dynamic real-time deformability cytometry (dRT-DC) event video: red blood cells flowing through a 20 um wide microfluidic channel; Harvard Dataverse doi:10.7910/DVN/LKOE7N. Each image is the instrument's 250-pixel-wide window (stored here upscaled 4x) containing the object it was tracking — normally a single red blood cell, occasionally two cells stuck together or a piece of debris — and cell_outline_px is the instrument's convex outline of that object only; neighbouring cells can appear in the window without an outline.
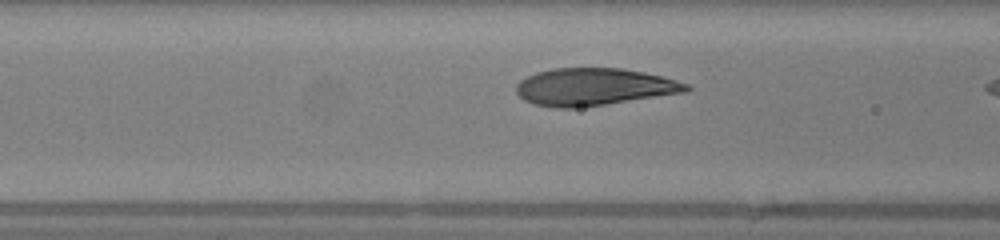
{"species": "human", "species_latin": "Homo sapiens", "temperature_condition": "warm", "stored_images_in_passage": 26, "camera_frame_rate_fps": 3000, "um_per_image_px": 0.085, "donor": {"sex": "female"}, "frame": {"image": 1, "passage_image": 5, "time_ms": 1.333, "image_size_px": [1000, 240], "cell_outline_px": [[692, 88], [688, 92], [604, 104], [572, 108], [552, 108], [532, 104], [524, 100], [516, 92], [516, 84], [520, 80], [536, 72], [552, 68], [620, 68], [660, 76], [676, 80], [688, 84]], "centroid_in_image_um": [50.45, 7.39], "position_along_channel_um": 116.1, "area_um2": 36.88}}
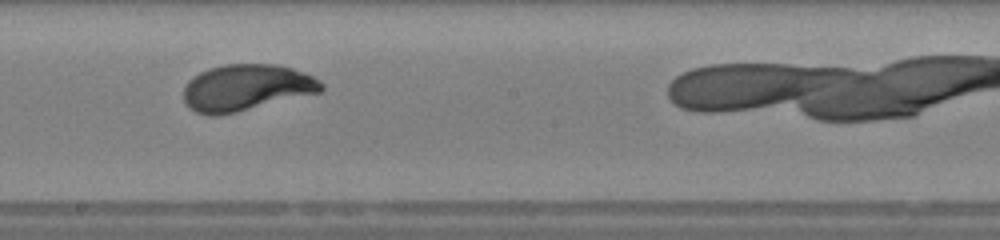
{"frame": {"image": 2, "passage_image": 13, "time_ms": 4.0, "image_size_px": [1000, 240], "cell_outline_px": [[324, 88], [320, 92], [220, 116], [208, 116], [196, 112], [188, 108], [184, 104], [184, 88], [188, 80], [200, 72], [208, 68], [224, 64], [276, 64], [292, 68], [304, 72], [320, 80], [324, 84]], "centroid_in_image_um": [20.91, 7.45], "position_along_channel_um": 227.3, "area_um2": 37.51}}
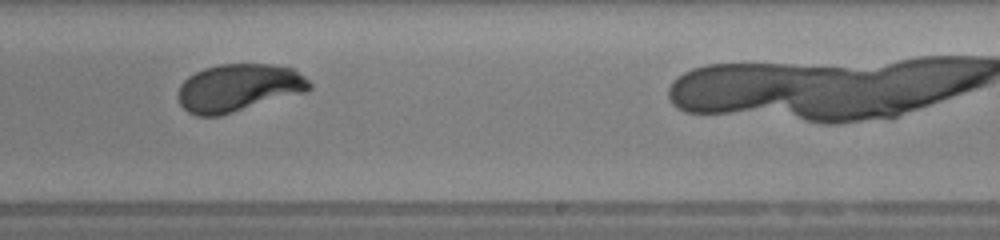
{"frame": {"image": 3, "passage_image": 16, "time_ms": 5.0, "image_size_px": [1000, 240], "cell_outline_px": [[312, 88], [304, 92], [220, 116], [196, 116], [188, 112], [180, 104], [176, 96], [180, 84], [188, 76], [204, 68], [220, 64], [268, 64], [292, 68], [304, 76], [312, 84]], "centroid_in_image_um": [20.23, 7.46], "position_along_channel_um": 268.8, "area_um2": 36.47}}